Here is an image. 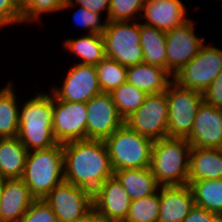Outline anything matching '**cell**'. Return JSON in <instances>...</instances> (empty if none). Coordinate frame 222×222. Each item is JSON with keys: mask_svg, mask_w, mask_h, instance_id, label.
<instances>
[{"mask_svg": "<svg viewBox=\"0 0 222 222\" xmlns=\"http://www.w3.org/2000/svg\"><path fill=\"white\" fill-rule=\"evenodd\" d=\"M64 180L92 194L114 171L104 140L84 139L63 144Z\"/></svg>", "mask_w": 222, "mask_h": 222, "instance_id": "6da1fadb", "label": "cell"}, {"mask_svg": "<svg viewBox=\"0 0 222 222\" xmlns=\"http://www.w3.org/2000/svg\"><path fill=\"white\" fill-rule=\"evenodd\" d=\"M39 92L19 109L17 137L28 152L44 150L58 144L52 132L53 94Z\"/></svg>", "mask_w": 222, "mask_h": 222, "instance_id": "7a4b0ae2", "label": "cell"}, {"mask_svg": "<svg viewBox=\"0 0 222 222\" xmlns=\"http://www.w3.org/2000/svg\"><path fill=\"white\" fill-rule=\"evenodd\" d=\"M191 148L186 138L165 137L154 141L149 168L161 186L188 184Z\"/></svg>", "mask_w": 222, "mask_h": 222, "instance_id": "3957f363", "label": "cell"}, {"mask_svg": "<svg viewBox=\"0 0 222 222\" xmlns=\"http://www.w3.org/2000/svg\"><path fill=\"white\" fill-rule=\"evenodd\" d=\"M21 179L35 199H44L55 186L65 181L63 144L28 152Z\"/></svg>", "mask_w": 222, "mask_h": 222, "instance_id": "277c9868", "label": "cell"}, {"mask_svg": "<svg viewBox=\"0 0 222 222\" xmlns=\"http://www.w3.org/2000/svg\"><path fill=\"white\" fill-rule=\"evenodd\" d=\"M104 143L113 171L150 167L154 141L133 131L125 123Z\"/></svg>", "mask_w": 222, "mask_h": 222, "instance_id": "5b68a950", "label": "cell"}, {"mask_svg": "<svg viewBox=\"0 0 222 222\" xmlns=\"http://www.w3.org/2000/svg\"><path fill=\"white\" fill-rule=\"evenodd\" d=\"M105 57L114 59L119 64L130 67L143 62L140 44V20L108 21L102 33Z\"/></svg>", "mask_w": 222, "mask_h": 222, "instance_id": "8992f818", "label": "cell"}, {"mask_svg": "<svg viewBox=\"0 0 222 222\" xmlns=\"http://www.w3.org/2000/svg\"><path fill=\"white\" fill-rule=\"evenodd\" d=\"M165 93L169 108L167 137L187 138L193 129L197 111L204 101L203 94L184 88L174 81Z\"/></svg>", "mask_w": 222, "mask_h": 222, "instance_id": "52a82bcc", "label": "cell"}, {"mask_svg": "<svg viewBox=\"0 0 222 222\" xmlns=\"http://www.w3.org/2000/svg\"><path fill=\"white\" fill-rule=\"evenodd\" d=\"M221 71L222 49L204 44L198 54L173 76V81L203 93Z\"/></svg>", "mask_w": 222, "mask_h": 222, "instance_id": "ba28073f", "label": "cell"}, {"mask_svg": "<svg viewBox=\"0 0 222 222\" xmlns=\"http://www.w3.org/2000/svg\"><path fill=\"white\" fill-rule=\"evenodd\" d=\"M168 101L166 93L148 94L143 104L124 123L153 141L167 137Z\"/></svg>", "mask_w": 222, "mask_h": 222, "instance_id": "9c48e42d", "label": "cell"}, {"mask_svg": "<svg viewBox=\"0 0 222 222\" xmlns=\"http://www.w3.org/2000/svg\"><path fill=\"white\" fill-rule=\"evenodd\" d=\"M195 23L188 19L182 25L166 31V70L174 76L190 62L205 44V37L195 33Z\"/></svg>", "mask_w": 222, "mask_h": 222, "instance_id": "30bf717a", "label": "cell"}, {"mask_svg": "<svg viewBox=\"0 0 222 222\" xmlns=\"http://www.w3.org/2000/svg\"><path fill=\"white\" fill-rule=\"evenodd\" d=\"M44 200L59 222L82 219L93 208V194L90 191L65 181L55 186Z\"/></svg>", "mask_w": 222, "mask_h": 222, "instance_id": "8fae6325", "label": "cell"}, {"mask_svg": "<svg viewBox=\"0 0 222 222\" xmlns=\"http://www.w3.org/2000/svg\"><path fill=\"white\" fill-rule=\"evenodd\" d=\"M52 132L61 144L87 139L86 103L68 102L53 95Z\"/></svg>", "mask_w": 222, "mask_h": 222, "instance_id": "7c38bea8", "label": "cell"}, {"mask_svg": "<svg viewBox=\"0 0 222 222\" xmlns=\"http://www.w3.org/2000/svg\"><path fill=\"white\" fill-rule=\"evenodd\" d=\"M73 65L68 70L62 86L53 85L49 90L57 99L87 103L92 97L102 93L96 66L78 64L77 62Z\"/></svg>", "mask_w": 222, "mask_h": 222, "instance_id": "4fadbf2b", "label": "cell"}, {"mask_svg": "<svg viewBox=\"0 0 222 222\" xmlns=\"http://www.w3.org/2000/svg\"><path fill=\"white\" fill-rule=\"evenodd\" d=\"M87 139L105 140L124 124L110 93H100L87 103Z\"/></svg>", "mask_w": 222, "mask_h": 222, "instance_id": "5bb4252c", "label": "cell"}, {"mask_svg": "<svg viewBox=\"0 0 222 222\" xmlns=\"http://www.w3.org/2000/svg\"><path fill=\"white\" fill-rule=\"evenodd\" d=\"M186 139L195 148L222 149V109L203 101L191 134Z\"/></svg>", "mask_w": 222, "mask_h": 222, "instance_id": "9a60e30c", "label": "cell"}, {"mask_svg": "<svg viewBox=\"0 0 222 222\" xmlns=\"http://www.w3.org/2000/svg\"><path fill=\"white\" fill-rule=\"evenodd\" d=\"M182 2L181 0H145L140 23L165 32L172 30L190 19L187 8Z\"/></svg>", "mask_w": 222, "mask_h": 222, "instance_id": "2e32d148", "label": "cell"}, {"mask_svg": "<svg viewBox=\"0 0 222 222\" xmlns=\"http://www.w3.org/2000/svg\"><path fill=\"white\" fill-rule=\"evenodd\" d=\"M130 204L129 195L114 175L93 193V207L115 222L125 221Z\"/></svg>", "mask_w": 222, "mask_h": 222, "instance_id": "e0dca14e", "label": "cell"}, {"mask_svg": "<svg viewBox=\"0 0 222 222\" xmlns=\"http://www.w3.org/2000/svg\"><path fill=\"white\" fill-rule=\"evenodd\" d=\"M159 200L158 222H182L195 206L189 184L160 186Z\"/></svg>", "mask_w": 222, "mask_h": 222, "instance_id": "ac0fdd59", "label": "cell"}, {"mask_svg": "<svg viewBox=\"0 0 222 222\" xmlns=\"http://www.w3.org/2000/svg\"><path fill=\"white\" fill-rule=\"evenodd\" d=\"M34 200L21 178L6 179L0 201V222H20Z\"/></svg>", "mask_w": 222, "mask_h": 222, "instance_id": "d6986e66", "label": "cell"}, {"mask_svg": "<svg viewBox=\"0 0 222 222\" xmlns=\"http://www.w3.org/2000/svg\"><path fill=\"white\" fill-rule=\"evenodd\" d=\"M127 81L147 94H156L167 90L173 76L160 66L142 62L127 67Z\"/></svg>", "mask_w": 222, "mask_h": 222, "instance_id": "ffe728a7", "label": "cell"}, {"mask_svg": "<svg viewBox=\"0 0 222 222\" xmlns=\"http://www.w3.org/2000/svg\"><path fill=\"white\" fill-rule=\"evenodd\" d=\"M220 178H222V149L192 147L189 181Z\"/></svg>", "mask_w": 222, "mask_h": 222, "instance_id": "44dd1931", "label": "cell"}, {"mask_svg": "<svg viewBox=\"0 0 222 222\" xmlns=\"http://www.w3.org/2000/svg\"><path fill=\"white\" fill-rule=\"evenodd\" d=\"M113 175L121 183L131 200L155 194L161 186L149 167L116 170Z\"/></svg>", "mask_w": 222, "mask_h": 222, "instance_id": "7402d4cb", "label": "cell"}, {"mask_svg": "<svg viewBox=\"0 0 222 222\" xmlns=\"http://www.w3.org/2000/svg\"><path fill=\"white\" fill-rule=\"evenodd\" d=\"M27 154L18 137L0 138V175L5 179L22 178Z\"/></svg>", "mask_w": 222, "mask_h": 222, "instance_id": "603a6c76", "label": "cell"}, {"mask_svg": "<svg viewBox=\"0 0 222 222\" xmlns=\"http://www.w3.org/2000/svg\"><path fill=\"white\" fill-rule=\"evenodd\" d=\"M79 38H66L64 48L75 57L79 58L78 64L97 65L105 58L104 39L101 34H83ZM81 59V60H80Z\"/></svg>", "mask_w": 222, "mask_h": 222, "instance_id": "cb8c5ba5", "label": "cell"}, {"mask_svg": "<svg viewBox=\"0 0 222 222\" xmlns=\"http://www.w3.org/2000/svg\"><path fill=\"white\" fill-rule=\"evenodd\" d=\"M14 90L12 80L0 89V138H14L18 134L21 105Z\"/></svg>", "mask_w": 222, "mask_h": 222, "instance_id": "d4e9b609", "label": "cell"}, {"mask_svg": "<svg viewBox=\"0 0 222 222\" xmlns=\"http://www.w3.org/2000/svg\"><path fill=\"white\" fill-rule=\"evenodd\" d=\"M143 62L166 69V32L140 23Z\"/></svg>", "mask_w": 222, "mask_h": 222, "instance_id": "484cf974", "label": "cell"}, {"mask_svg": "<svg viewBox=\"0 0 222 222\" xmlns=\"http://www.w3.org/2000/svg\"><path fill=\"white\" fill-rule=\"evenodd\" d=\"M188 184L194 196L195 206L222 214V178L188 181Z\"/></svg>", "mask_w": 222, "mask_h": 222, "instance_id": "4316f807", "label": "cell"}, {"mask_svg": "<svg viewBox=\"0 0 222 222\" xmlns=\"http://www.w3.org/2000/svg\"><path fill=\"white\" fill-rule=\"evenodd\" d=\"M110 95L119 115L125 120L143 104L148 94L126 81Z\"/></svg>", "mask_w": 222, "mask_h": 222, "instance_id": "83f0119b", "label": "cell"}, {"mask_svg": "<svg viewBox=\"0 0 222 222\" xmlns=\"http://www.w3.org/2000/svg\"><path fill=\"white\" fill-rule=\"evenodd\" d=\"M96 71L102 93H111L127 81V67L114 59L105 57L96 65Z\"/></svg>", "mask_w": 222, "mask_h": 222, "instance_id": "f1b7e54d", "label": "cell"}, {"mask_svg": "<svg viewBox=\"0 0 222 222\" xmlns=\"http://www.w3.org/2000/svg\"><path fill=\"white\" fill-rule=\"evenodd\" d=\"M160 210L159 191L155 194L131 200L124 222H158Z\"/></svg>", "mask_w": 222, "mask_h": 222, "instance_id": "f546056e", "label": "cell"}, {"mask_svg": "<svg viewBox=\"0 0 222 222\" xmlns=\"http://www.w3.org/2000/svg\"><path fill=\"white\" fill-rule=\"evenodd\" d=\"M66 0H28L22 6V25L40 22L43 14L61 11Z\"/></svg>", "mask_w": 222, "mask_h": 222, "instance_id": "4dcf8cb0", "label": "cell"}, {"mask_svg": "<svg viewBox=\"0 0 222 222\" xmlns=\"http://www.w3.org/2000/svg\"><path fill=\"white\" fill-rule=\"evenodd\" d=\"M145 0H110L108 21H138Z\"/></svg>", "mask_w": 222, "mask_h": 222, "instance_id": "1f68e13d", "label": "cell"}, {"mask_svg": "<svg viewBox=\"0 0 222 222\" xmlns=\"http://www.w3.org/2000/svg\"><path fill=\"white\" fill-rule=\"evenodd\" d=\"M78 7L74 14H72L73 23H75L77 27H83L87 30V34L98 33L102 35L106 29L108 20L105 19L101 21V14L92 12L82 6Z\"/></svg>", "mask_w": 222, "mask_h": 222, "instance_id": "d6a6232c", "label": "cell"}, {"mask_svg": "<svg viewBox=\"0 0 222 222\" xmlns=\"http://www.w3.org/2000/svg\"><path fill=\"white\" fill-rule=\"evenodd\" d=\"M20 222H59V220L44 199H35Z\"/></svg>", "mask_w": 222, "mask_h": 222, "instance_id": "836d02e7", "label": "cell"}, {"mask_svg": "<svg viewBox=\"0 0 222 222\" xmlns=\"http://www.w3.org/2000/svg\"><path fill=\"white\" fill-rule=\"evenodd\" d=\"M22 25V6L16 0H0V29Z\"/></svg>", "mask_w": 222, "mask_h": 222, "instance_id": "e575fe53", "label": "cell"}, {"mask_svg": "<svg viewBox=\"0 0 222 222\" xmlns=\"http://www.w3.org/2000/svg\"><path fill=\"white\" fill-rule=\"evenodd\" d=\"M109 5L110 0H66L62 10H70L74 7L82 6L101 15L105 12V19L108 20Z\"/></svg>", "mask_w": 222, "mask_h": 222, "instance_id": "d590c367", "label": "cell"}, {"mask_svg": "<svg viewBox=\"0 0 222 222\" xmlns=\"http://www.w3.org/2000/svg\"><path fill=\"white\" fill-rule=\"evenodd\" d=\"M202 94L204 102L222 109V71Z\"/></svg>", "mask_w": 222, "mask_h": 222, "instance_id": "8d00e7d4", "label": "cell"}, {"mask_svg": "<svg viewBox=\"0 0 222 222\" xmlns=\"http://www.w3.org/2000/svg\"><path fill=\"white\" fill-rule=\"evenodd\" d=\"M216 213L194 206L182 222H213Z\"/></svg>", "mask_w": 222, "mask_h": 222, "instance_id": "74e56055", "label": "cell"}, {"mask_svg": "<svg viewBox=\"0 0 222 222\" xmlns=\"http://www.w3.org/2000/svg\"><path fill=\"white\" fill-rule=\"evenodd\" d=\"M86 222H115L98 212L94 207L86 214Z\"/></svg>", "mask_w": 222, "mask_h": 222, "instance_id": "f35d334b", "label": "cell"}, {"mask_svg": "<svg viewBox=\"0 0 222 222\" xmlns=\"http://www.w3.org/2000/svg\"><path fill=\"white\" fill-rule=\"evenodd\" d=\"M5 180L6 179L0 175V201H1L2 193H3V187H4Z\"/></svg>", "mask_w": 222, "mask_h": 222, "instance_id": "ab89813d", "label": "cell"}, {"mask_svg": "<svg viewBox=\"0 0 222 222\" xmlns=\"http://www.w3.org/2000/svg\"><path fill=\"white\" fill-rule=\"evenodd\" d=\"M213 222H222V214H215Z\"/></svg>", "mask_w": 222, "mask_h": 222, "instance_id": "60d3db41", "label": "cell"}, {"mask_svg": "<svg viewBox=\"0 0 222 222\" xmlns=\"http://www.w3.org/2000/svg\"><path fill=\"white\" fill-rule=\"evenodd\" d=\"M21 6H23L28 0H16Z\"/></svg>", "mask_w": 222, "mask_h": 222, "instance_id": "b9f144b4", "label": "cell"}, {"mask_svg": "<svg viewBox=\"0 0 222 222\" xmlns=\"http://www.w3.org/2000/svg\"><path fill=\"white\" fill-rule=\"evenodd\" d=\"M74 222H86V216H85L84 218L79 219V220H76V221H74Z\"/></svg>", "mask_w": 222, "mask_h": 222, "instance_id": "7bdbcfd3", "label": "cell"}]
</instances>
